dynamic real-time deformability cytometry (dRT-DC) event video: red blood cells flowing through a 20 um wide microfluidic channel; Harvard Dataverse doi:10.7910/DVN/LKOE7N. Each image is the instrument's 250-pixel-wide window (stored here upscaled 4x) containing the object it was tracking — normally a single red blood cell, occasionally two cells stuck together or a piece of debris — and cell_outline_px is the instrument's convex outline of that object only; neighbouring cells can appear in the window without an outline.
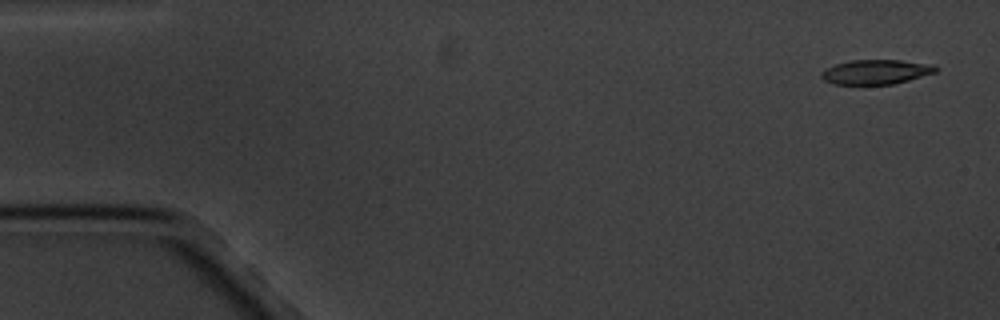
{"species": "common noctule bat (a hibernating species)", "species_latin": "Nyctalus noctula", "temperature_condition": "cold", "stored_images_in_passage": 6, "segment_of_instrument_passage": [1, 2], "camera_frame_rate_fps": 3000, "um_per_image_px": 0.085, "animal": {"sex": "male", "body_mass_g": 20.1, "forearm_length_mm": 53.5}, "frame": {"image": 1, "passage_image": 1, "time_ms": 0.0, "image_size_px": [1000, 320], "cell_outline_px": [[940, 68], [936, 72], [908, 80], [892, 84], [832, 84], [824, 80], [820, 76], [820, 72], [836, 64], [852, 60], [900, 60], [936, 64]], "centroid_in_image_um": [74.49, 6.1], "position_along_channel_um": 10.5, "area_um2": 16.42}}
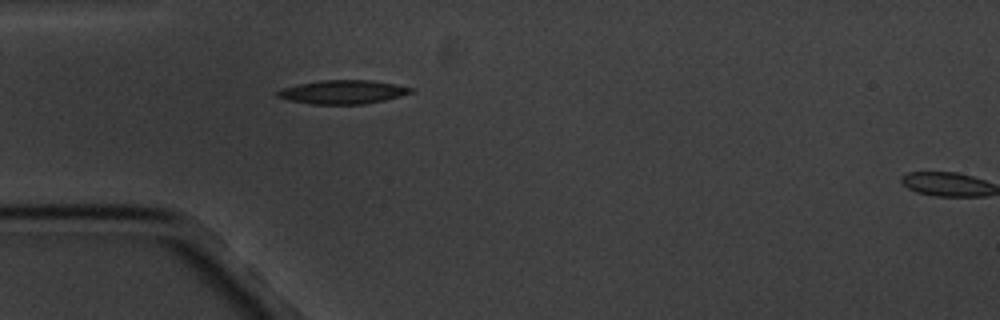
{"frame": {"image": 2, "passage_image": 5, "time_ms": 4.667, "image_size_px": [1000, 320], "cell_outline_px": [[416, 92], [384, 100], [364, 104], [312, 104], [288, 100], [276, 96], [276, 92], [280, 88], [320, 80], [372, 80], [396, 84], [416, 88]], "centroid_in_image_um": [29.18, 7.81], "position_along_channel_um": 55.8, "area_um2": 18.61}}